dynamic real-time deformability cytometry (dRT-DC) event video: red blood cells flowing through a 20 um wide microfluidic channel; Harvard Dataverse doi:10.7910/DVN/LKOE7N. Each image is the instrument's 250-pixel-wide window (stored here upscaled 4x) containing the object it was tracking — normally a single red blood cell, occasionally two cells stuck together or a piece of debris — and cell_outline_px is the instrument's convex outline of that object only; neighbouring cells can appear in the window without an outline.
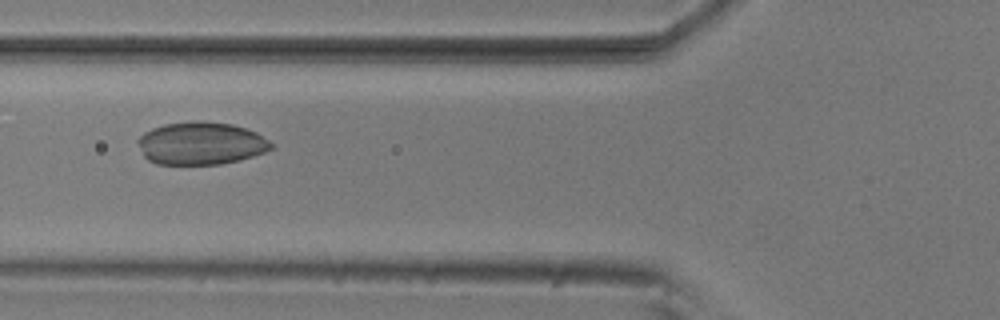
{"species": "common noctule bat (a hibernating species)", "species_latin": "Nyctalus noctula", "temperature_condition": "room temperature", "stored_images_in_passage": 3, "camera_frame_rate_fps": 3000, "um_per_image_px": 0.085, "animal": {"sex": "male", "body_mass_g": 20.5, "forearm_length_mm": 52.5}, "frame": {"image": 1, "passage_image": 2, "time_ms": 0.333, "image_size_px": [1000, 320], "cell_outline_px": [[276, 144], [272, 148], [264, 152], [240, 160], [220, 164], [156, 164], [148, 160], [144, 156], [136, 140], [144, 132], [152, 128], [164, 124], [196, 120], [200, 120], [232, 124], [256, 132]], "centroid_in_image_um": [17.08, 12.18], "position_along_channel_um": 108.7, "area_um2": 33.35}}
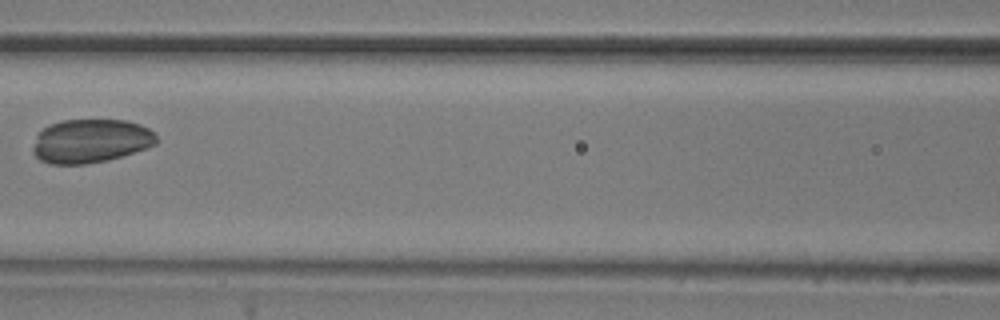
{"frame": {"image": 2, "passage_image": 3, "time_ms": 0.667, "image_size_px": [1000, 320], "cell_outline_px": [[156, 144], [148, 148], [108, 160], [84, 164], [48, 164], [40, 160], [32, 152], [32, 148], [36, 136], [48, 124], [60, 120], [124, 120], [140, 124], [148, 128], [156, 136]], "centroid_in_image_um": [7.68, 11.98], "position_along_channel_um": 158.9, "area_um2": 31.62}}